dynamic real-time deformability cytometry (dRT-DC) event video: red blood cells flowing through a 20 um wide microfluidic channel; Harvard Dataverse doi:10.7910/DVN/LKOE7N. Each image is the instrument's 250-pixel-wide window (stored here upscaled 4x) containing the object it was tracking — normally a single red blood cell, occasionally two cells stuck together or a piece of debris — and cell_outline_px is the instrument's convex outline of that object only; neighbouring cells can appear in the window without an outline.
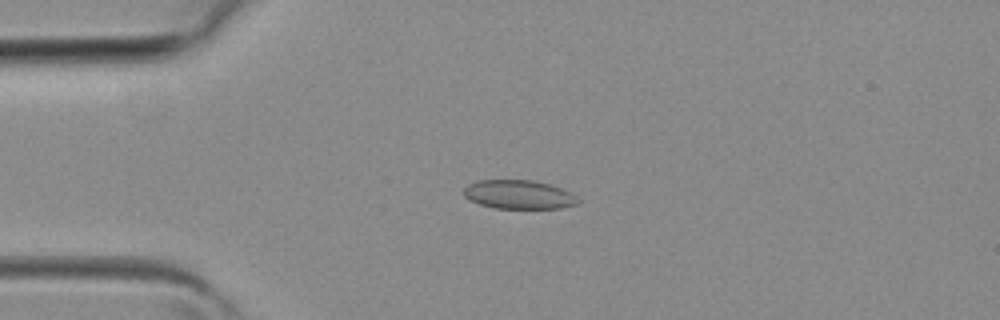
{"species": "common noctule bat (a hibernating species)", "species_latin": "Nyctalus noctula", "temperature_condition": "room temperature", "stored_images_in_passage": 3, "camera_frame_rate_fps": 3000, "um_per_image_px": 0.085, "animal": {"sex": "female", "body_mass_g": 19.3, "forearm_length_mm": 54.1}, "frame": {"image": 1, "passage_image": 3, "time_ms": 0.667, "image_size_px": [1000, 320], "cell_outline_px": [[580, 200], [576, 204], [560, 208], [496, 208], [480, 204], [464, 196], [464, 188], [468, 184], [476, 180], [536, 180], [552, 184], [576, 196]], "centroid_in_image_um": [44.1, 16.52], "position_along_channel_um": 40.9, "area_um2": 19.13}}